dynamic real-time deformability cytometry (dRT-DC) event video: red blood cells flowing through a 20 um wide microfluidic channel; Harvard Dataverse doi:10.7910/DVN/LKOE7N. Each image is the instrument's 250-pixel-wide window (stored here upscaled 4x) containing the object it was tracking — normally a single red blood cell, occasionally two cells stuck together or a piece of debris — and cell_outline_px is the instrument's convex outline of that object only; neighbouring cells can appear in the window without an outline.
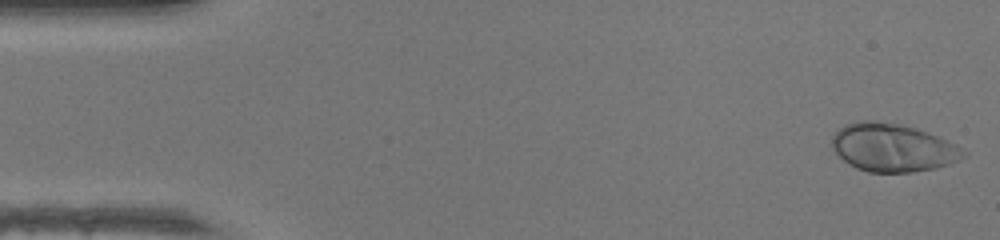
{"species": "human", "species_latin": "Homo sapiens", "temperature_condition": "warm", "stored_images_in_passage": 46, "camera_frame_rate_fps": 3000, "um_per_image_px": 0.085, "donor": {"sex": "female"}, "frame": {"image": 1, "passage_image": 1, "time_ms": 0.0, "image_size_px": [1000, 240], "cell_outline_px": [[968, 156], [960, 160], [936, 168], [912, 172], [868, 172], [856, 168], [848, 164], [832, 148], [832, 136], [844, 124], [856, 120], [872, 120], [896, 124], [916, 128], [928, 132], [956, 144], [968, 152]], "centroid_in_image_um": [75.9, 12.55], "position_along_channel_um": 9.1, "area_um2": 36.99}}
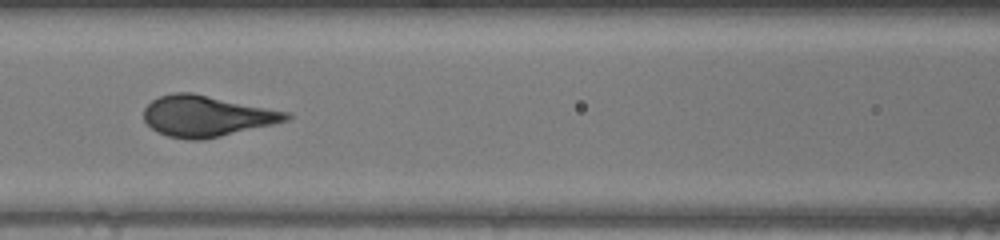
{"frame": {"image": 2, "passage_image": 20, "time_ms": 6.333, "image_size_px": [1000, 240], "cell_outline_px": [[292, 116], [288, 120], [272, 124], [220, 136], [200, 140], [188, 140], [168, 136], [156, 132], [144, 120], [144, 108], [152, 100], [160, 96], [172, 92], [192, 92], [292, 112]], "centroid_in_image_um": [17.56, 9.85], "position_along_channel_um": 149.0, "area_um2": 34.1}}
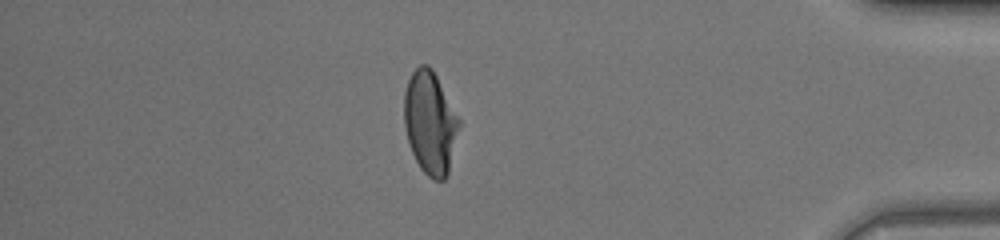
{"frame": {"image": 3, "passage_image": 40, "time_ms": 13.0, "image_size_px": [1000, 240], "cell_outline_px": [[460, 124], [448, 172], [444, 180], [432, 180], [420, 168], [412, 152], [408, 140], [404, 124], [404, 92], [408, 80], [412, 72], [420, 64], [428, 64], [432, 68], [460, 120]], "centroid_in_image_um": [36.55, 10.42], "position_along_channel_um": 398.7, "area_um2": 32.66}, "authors_computed_cell_mechanics": {"area_um2": 34.1598, "velocity_mm_per_s": 4.3706, "shape_relaxation_time_tau1_ms": 3.3191, "shape_relaxation_time_tau2_ms": null, "deformation_change_tau1": 0.2182, "deformation_change_tau2": null}}